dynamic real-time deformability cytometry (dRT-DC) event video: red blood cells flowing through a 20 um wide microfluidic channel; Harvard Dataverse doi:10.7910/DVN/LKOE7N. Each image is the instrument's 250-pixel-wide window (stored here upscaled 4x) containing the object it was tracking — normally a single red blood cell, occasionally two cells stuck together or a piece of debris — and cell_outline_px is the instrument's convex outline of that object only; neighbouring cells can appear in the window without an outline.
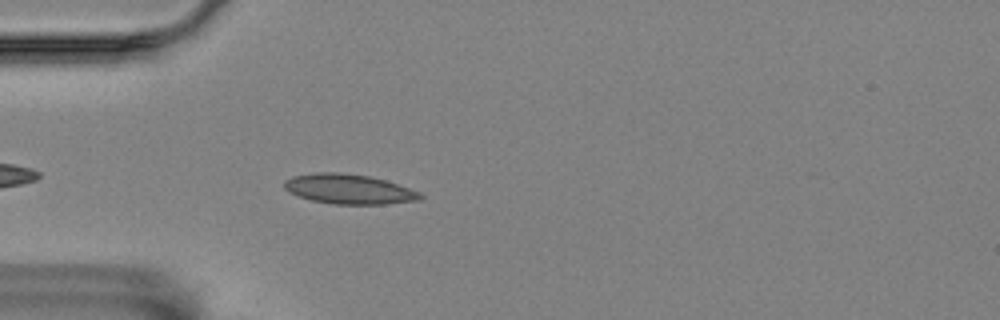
{"species": "Egyptian fruit bat (a non-hibernating species)", "species_latin": "Rousettus aegyptiacus", "temperature_condition": "room temperature", "stored_images_in_passage": 3, "camera_frame_rate_fps": 3000, "um_per_image_px": 0.085, "animal": {"sex": "female"}, "frame": {"image": 1, "passage_image": 3, "time_ms": 0.667, "image_size_px": [1000, 320], "cell_outline_px": [[424, 196], [420, 200], [384, 204], [332, 204], [312, 200], [288, 192], [284, 188], [284, 180], [292, 176], [316, 172], [336, 172], [368, 176], [384, 180], [420, 192]], "centroid_in_image_um": [29.63, 16.07], "position_along_channel_um": 55.4, "area_um2": 23.47}}